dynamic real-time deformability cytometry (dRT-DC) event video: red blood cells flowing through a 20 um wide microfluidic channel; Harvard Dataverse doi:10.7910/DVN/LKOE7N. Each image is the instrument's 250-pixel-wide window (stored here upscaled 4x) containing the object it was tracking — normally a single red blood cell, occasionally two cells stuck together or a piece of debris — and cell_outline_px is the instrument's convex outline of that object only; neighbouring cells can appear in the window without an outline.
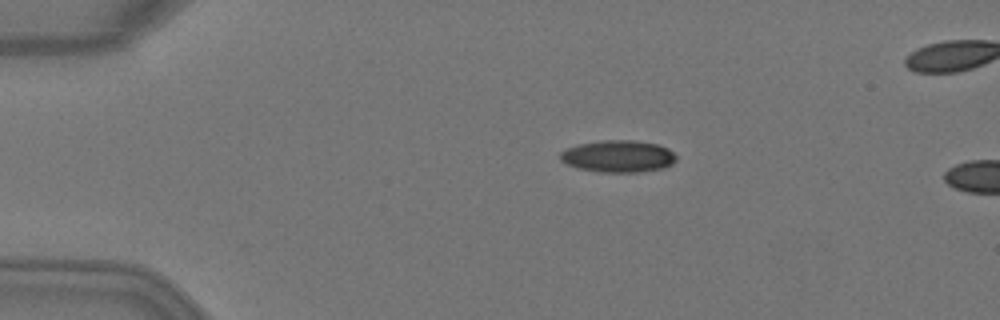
{"species": "Egyptian fruit bat (a non-hibernating species)", "species_latin": "Rousettus aegyptiacus", "temperature_condition": "warm", "stored_images_in_passage": 4, "camera_frame_rate_fps": 3000, "um_per_image_px": 0.085, "animal": {"sex": "female"}, "frame": {"image": 1, "passage_image": 3, "time_ms": 0.667, "image_size_px": [1000, 320], "cell_outline_px": [[676, 160], [672, 164], [664, 168], [640, 172], [596, 172], [580, 168], [568, 164], [560, 160], [560, 152], [576, 144], [604, 140], [632, 140], [656, 144], [668, 148], [676, 156]], "centroid_in_image_um": [52.55, 13.28], "position_along_channel_um": 32.5, "area_um2": 21.62}}